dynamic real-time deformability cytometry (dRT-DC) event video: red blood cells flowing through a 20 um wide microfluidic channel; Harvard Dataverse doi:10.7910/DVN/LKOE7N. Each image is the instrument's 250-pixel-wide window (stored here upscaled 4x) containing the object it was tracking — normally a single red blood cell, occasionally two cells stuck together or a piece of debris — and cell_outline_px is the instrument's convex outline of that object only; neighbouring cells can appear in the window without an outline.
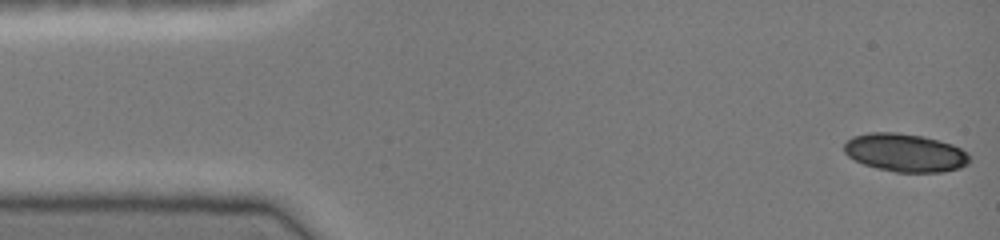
{"species": "common noctule bat (a hibernating species)", "species_latin": "Nyctalus noctula", "temperature_condition": "cold", "stored_images_in_passage": 45, "segment_of_instrument_passage": [1, 2], "camera_frame_rate_fps": 3000, "um_per_image_px": 0.085, "animal": {"sex": "female", "body_mass_g": 19.0, "forearm_length_mm": 51.5}, "frame": {"image": 1, "passage_image": 1, "time_ms": 0.0, "image_size_px": [1000, 240], "cell_outline_px": [[972, 156], [968, 164], [960, 168], [940, 172], [896, 172], [876, 168], [864, 164], [848, 156], [844, 152], [844, 144], [852, 136], [868, 132], [896, 132], [924, 136], [940, 140], [952, 144], [968, 152]], "centroid_in_image_um": [76.96, 12.97], "position_along_channel_um": 8.0, "area_um2": 28.15}}
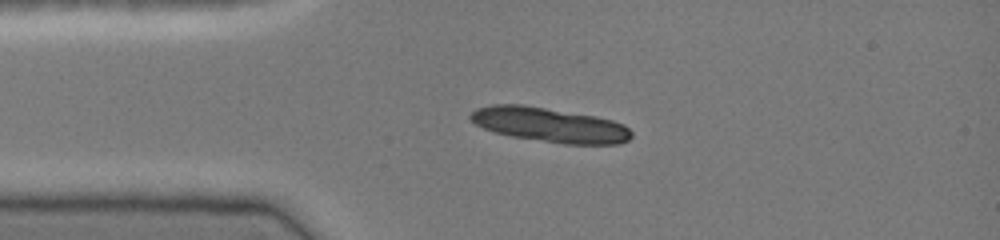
{"frame": {"image": 2, "passage_image": 10, "time_ms": 3.0, "image_size_px": [1000, 240], "cell_outline_px": [[632, 136], [628, 140], [620, 144], [564, 144], [512, 136], [496, 132], [484, 128], [476, 124], [468, 116], [476, 108], [492, 104], [524, 104], [596, 116], [612, 120], [624, 124], [632, 132]], "centroid_in_image_um": [46.74, 10.6], "position_along_channel_um": 38.3, "area_um2": 32.43}}